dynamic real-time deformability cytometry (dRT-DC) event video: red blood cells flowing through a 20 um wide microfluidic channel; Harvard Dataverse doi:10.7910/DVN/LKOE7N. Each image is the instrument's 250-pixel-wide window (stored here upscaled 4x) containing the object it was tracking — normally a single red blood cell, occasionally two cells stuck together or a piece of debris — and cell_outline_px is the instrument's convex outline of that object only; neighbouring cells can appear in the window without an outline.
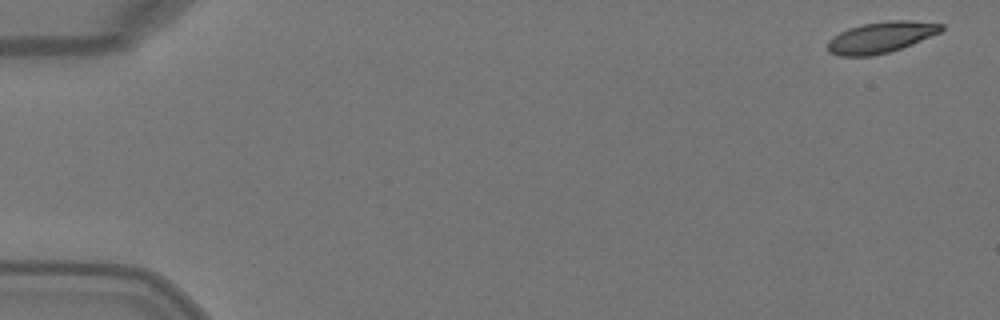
{"species": "Egyptian fruit bat (a non-hibernating species)", "species_latin": "Rousettus aegyptiacus", "temperature_condition": "warm", "stored_images_in_passage": 5, "camera_frame_rate_fps": 3000, "um_per_image_px": 0.085, "animal": {"sex": "female"}, "frame": {"image": 1, "passage_image": 1, "time_ms": 0.0, "image_size_px": [1000, 320], "cell_outline_px": [[944, 28], [940, 32], [912, 44], [888, 52], [872, 56], [840, 56], [828, 52], [828, 40], [832, 36], [848, 28], [864, 24], [888, 20], [908, 20], [944, 24]], "centroid_in_image_um": [74.86, 3.17], "position_along_channel_um": 10.1, "area_um2": 20.52}}
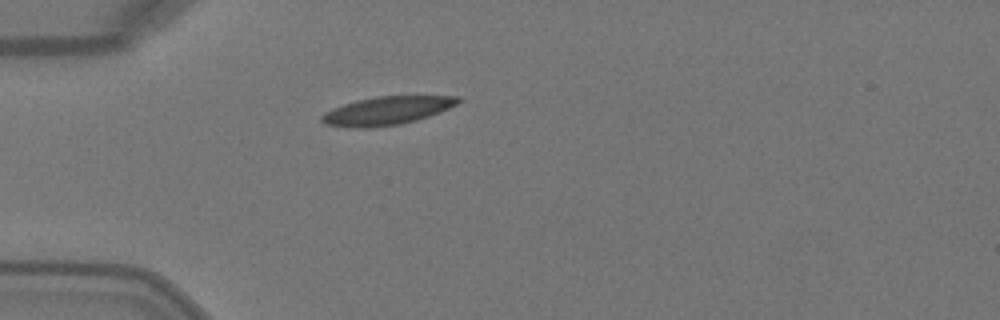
{"frame": {"image": 2, "passage_image": 5, "time_ms": 1.333, "image_size_px": [1000, 320], "cell_outline_px": [[460, 100], [456, 104], [440, 112], [416, 120], [400, 124], [368, 128], [348, 128], [324, 124], [320, 120], [320, 116], [324, 112], [332, 108], [356, 100], [376, 96], [460, 96]], "centroid_in_image_um": [32.81, 9.41], "position_along_channel_um": 52.2, "area_um2": 22.54}}